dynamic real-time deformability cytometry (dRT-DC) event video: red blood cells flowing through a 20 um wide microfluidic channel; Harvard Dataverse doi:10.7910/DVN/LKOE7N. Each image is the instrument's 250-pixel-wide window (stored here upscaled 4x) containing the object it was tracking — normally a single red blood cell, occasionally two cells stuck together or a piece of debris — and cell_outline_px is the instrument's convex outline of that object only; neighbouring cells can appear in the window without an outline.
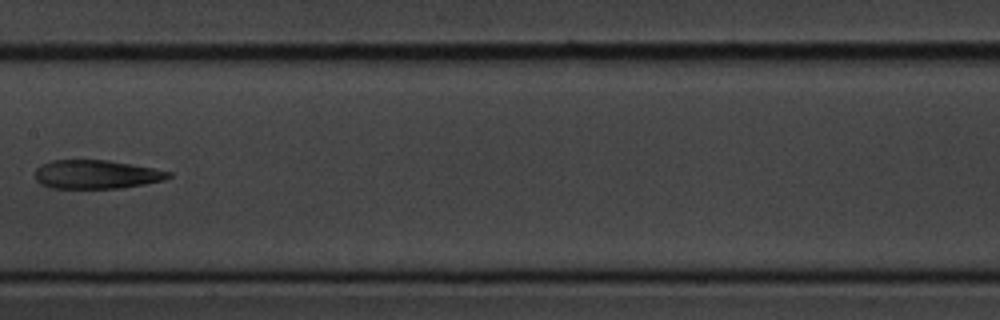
{"species": "common noctule bat (a hibernating species)", "species_latin": "Nyctalus noctula", "temperature_condition": "cold", "stored_images_in_passage": 11, "camera_frame_rate_fps": 3000, "um_per_image_px": 0.085, "animal": {"sex": "male", "body_mass_g": 20.1, "forearm_length_mm": 53.5}, "frame": {"image": 1, "passage_image": 4, "time_ms": 3.667, "image_size_px": [1000, 320], "cell_outline_px": [[172, 176], [164, 180], [124, 188], [52, 188], [40, 184], [36, 180], [36, 168], [40, 164], [52, 160], [108, 160], [132, 164], [172, 172]], "centroid_in_image_um": [8.18, 14.82], "position_along_channel_um": 199.2, "area_um2": 22.43}}
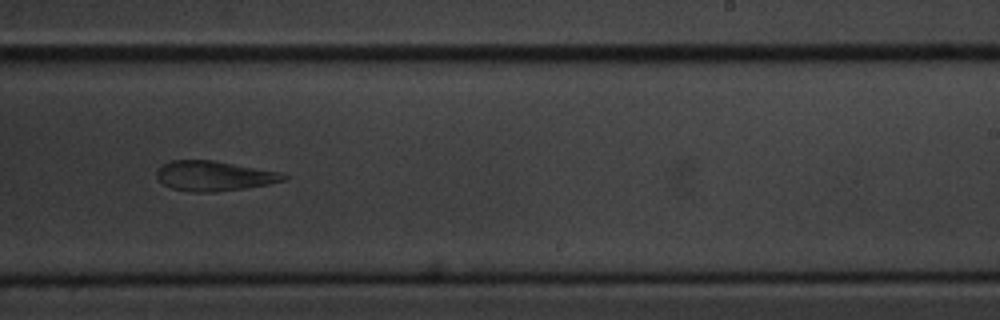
{"frame": {"image": 2, "passage_image": 6, "time_ms": 5.667, "image_size_px": [1000, 320], "cell_outline_px": [[288, 176], [284, 180], [268, 184], [244, 188], [212, 192], [192, 192], [172, 188], [164, 184], [156, 176], [156, 168], [172, 160], [212, 160], [280, 172]], "centroid_in_image_um": [18.16, 14.95], "position_along_channel_um": 270.8, "area_um2": 21.91}}
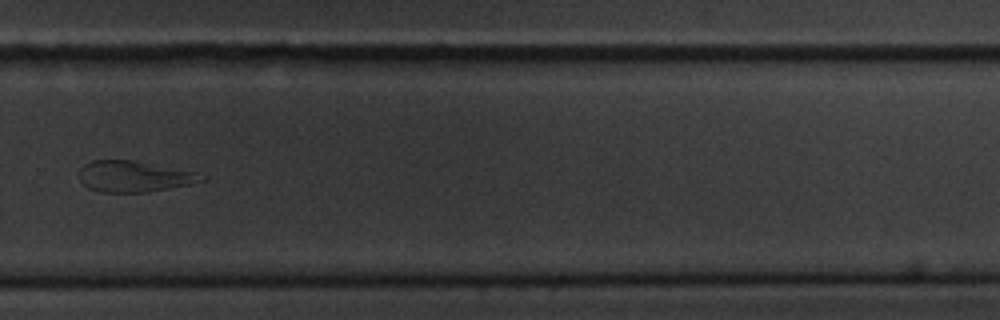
{"frame": {"image": 3, "passage_image": 7, "time_ms": 7.0, "image_size_px": [1000, 320], "cell_outline_px": [[208, 180], [168, 188], [144, 192], [100, 192], [88, 188], [80, 180], [80, 168], [84, 164], [92, 160], [136, 160], [196, 172], [208, 176]], "centroid_in_image_um": [11.42, 14.98], "position_along_channel_um": 318.4, "area_um2": 22.2}, "authors_computed_cell_mechanics": {"area_um2": 23.409, "velocity_mm_per_s": 3.5851, "shape_relaxation_time_tau1_ms": null, "shape_relaxation_time_tau2_ms": 5.4552, "deformation_change_tau1": null, "deformation_change_tau2": 0.1129}}